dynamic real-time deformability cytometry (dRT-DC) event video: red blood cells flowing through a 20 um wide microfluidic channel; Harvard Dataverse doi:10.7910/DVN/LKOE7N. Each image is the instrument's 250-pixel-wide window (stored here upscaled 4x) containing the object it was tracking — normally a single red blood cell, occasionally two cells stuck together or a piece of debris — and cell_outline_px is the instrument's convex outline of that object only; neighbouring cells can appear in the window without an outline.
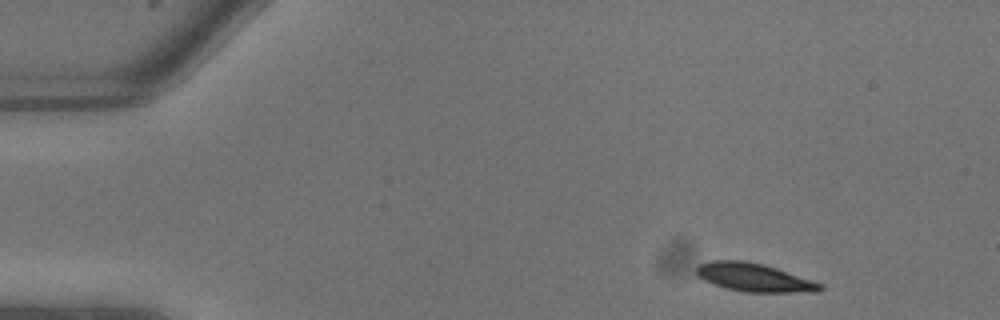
{"species": "common noctule bat (a hibernating species)", "species_latin": "Nyctalus noctula", "temperature_condition": "warm", "stored_images_in_passage": 5, "camera_frame_rate_fps": 3000, "um_per_image_px": 0.085, "animal": {"sex": "male", "body_mass_g": 13.3}, "frame": {"image": 1, "passage_image": 1, "time_ms": 0.0, "image_size_px": [1000, 320], "cell_outline_px": [[824, 288], [820, 292], [744, 292], [728, 288], [704, 280], [696, 276], [696, 268], [700, 264], [708, 260], [744, 260], [764, 264], [824, 284]], "centroid_in_image_um": [64.12, 23.58], "position_along_channel_um": 20.9, "area_um2": 20.46}}
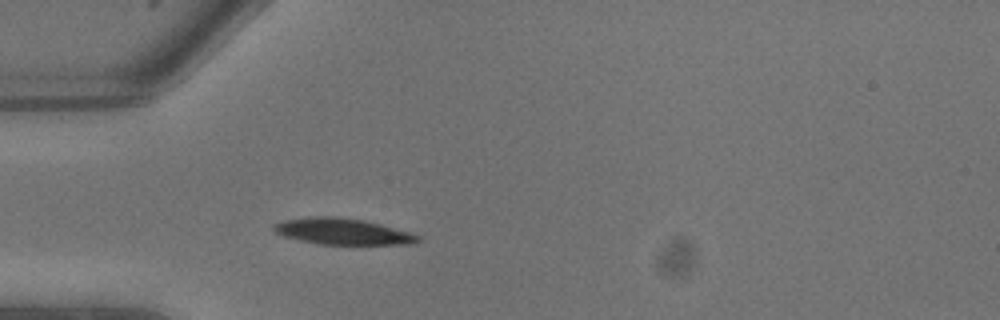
{"frame": {"image": 2, "passage_image": 5, "time_ms": 1.333, "image_size_px": [1000, 320], "cell_outline_px": [[420, 240], [416, 244], [316, 244], [284, 236], [272, 232], [272, 228], [276, 224], [284, 220], [312, 216], [336, 216], [364, 220], [412, 232], [420, 236]], "centroid_in_image_um": [29.14, 19.67], "position_along_channel_um": 55.9, "area_um2": 22.14}}